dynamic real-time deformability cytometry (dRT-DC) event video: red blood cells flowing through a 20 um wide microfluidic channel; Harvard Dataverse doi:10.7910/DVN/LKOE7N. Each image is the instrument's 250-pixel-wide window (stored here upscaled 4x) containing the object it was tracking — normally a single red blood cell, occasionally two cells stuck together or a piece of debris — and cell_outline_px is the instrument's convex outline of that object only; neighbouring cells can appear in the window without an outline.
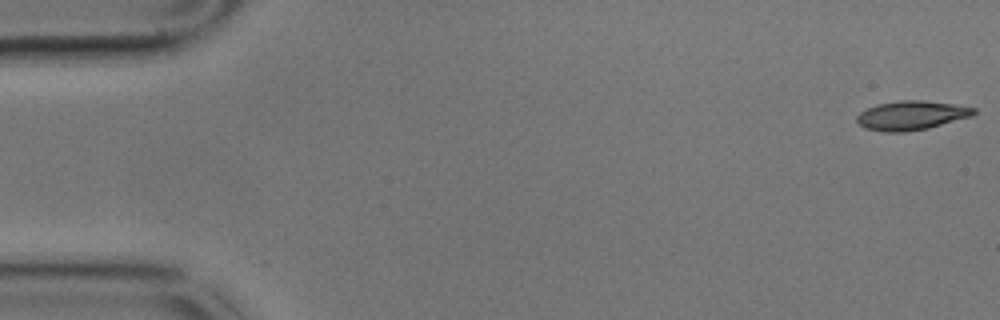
{"species": "common noctule bat (a hibernating species)", "species_latin": "Nyctalus noctula", "temperature_condition": "cold", "stored_images_in_passage": 21, "camera_frame_rate_fps": 3000, "um_per_image_px": 0.085, "animal": {"sex": "male", "body_mass_g": 17.9}, "frame": {"image": 1, "passage_image": 1, "time_ms": 0.0, "image_size_px": [1000, 320], "cell_outline_px": [[976, 112], [972, 116], [928, 128], [904, 132], [884, 132], [864, 128], [856, 120], [856, 116], [860, 112], [868, 108], [880, 104], [900, 100], [924, 100], [956, 104], [976, 108]], "centroid_in_image_um": [77.48, 9.81], "position_along_channel_um": 7.5, "area_um2": 19.83}}
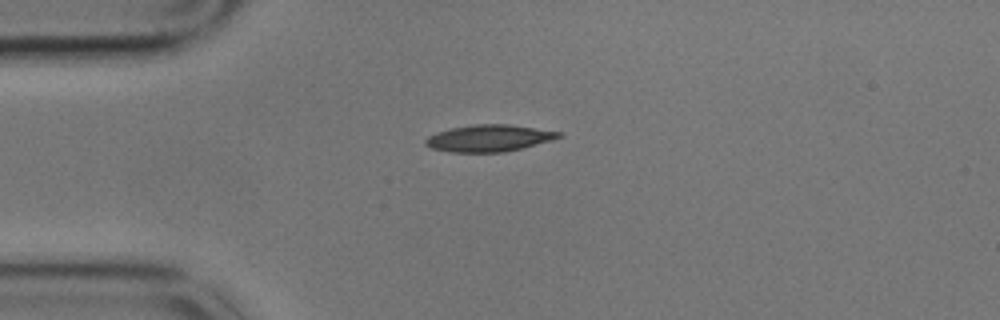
{"frame": {"image": 2, "passage_image": 14, "time_ms": 4.333, "image_size_px": [1000, 320], "cell_outline_px": [[564, 136], [552, 140], [504, 152], [452, 152], [432, 148], [424, 144], [424, 140], [428, 136], [436, 132], [452, 128], [472, 124], [508, 124], [564, 132]], "centroid_in_image_um": [41.58, 11.73], "position_along_channel_um": 43.4, "area_um2": 20.81}}